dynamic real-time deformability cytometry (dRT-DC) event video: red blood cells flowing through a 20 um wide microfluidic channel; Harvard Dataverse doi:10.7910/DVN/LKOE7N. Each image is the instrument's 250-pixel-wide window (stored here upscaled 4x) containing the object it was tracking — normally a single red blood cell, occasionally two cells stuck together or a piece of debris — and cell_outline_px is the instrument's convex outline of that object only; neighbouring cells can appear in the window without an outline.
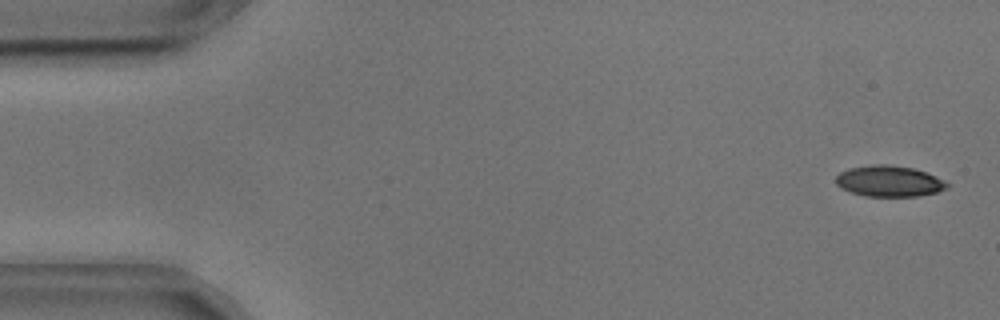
{"species": "common noctule bat (a hibernating species)", "species_latin": "Nyctalus noctula", "temperature_condition": "cold", "stored_images_in_passage": 53, "camera_frame_rate_fps": 3000, "um_per_image_px": 0.085, "animal": {"sex": "male", "body_mass_g": 17.9, "forearm_length_mm": 54.2}, "frame": {"image": 1, "passage_image": 2, "time_ms": 0.333, "image_size_px": [1000, 320], "cell_outline_px": [[948, 188], [936, 192], [920, 196], [864, 196], [840, 188], [836, 184], [836, 176], [840, 172], [848, 168], [872, 164], [884, 164], [912, 168], [936, 176], [944, 180], [948, 184]], "centroid_in_image_um": [75.55, 15.4], "position_along_channel_um": 9.4, "area_um2": 20.06}}
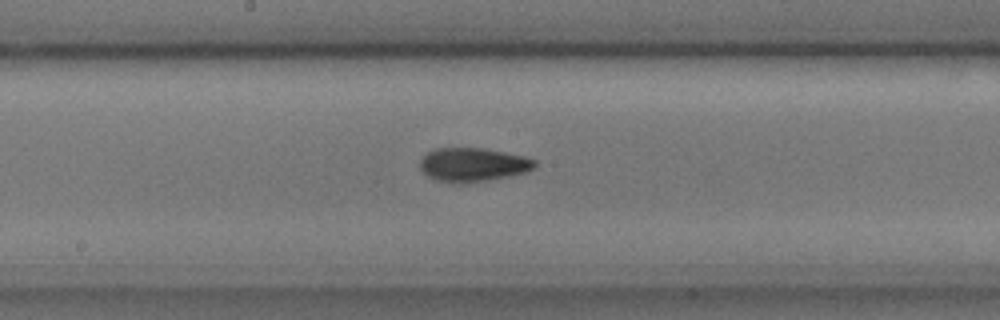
{"frame": {"image": 2, "passage_image": 28, "time_ms": 9.0, "image_size_px": [1000, 320], "cell_outline_px": [[536, 168], [524, 172], [508, 176], [460, 184], [456, 184], [432, 180], [420, 168], [420, 160], [432, 148], [480, 148], [504, 152], [524, 156], [536, 160]], "centroid_in_image_um": [40.16, 14.0], "position_along_channel_um": 208.0, "area_um2": 22.6}}
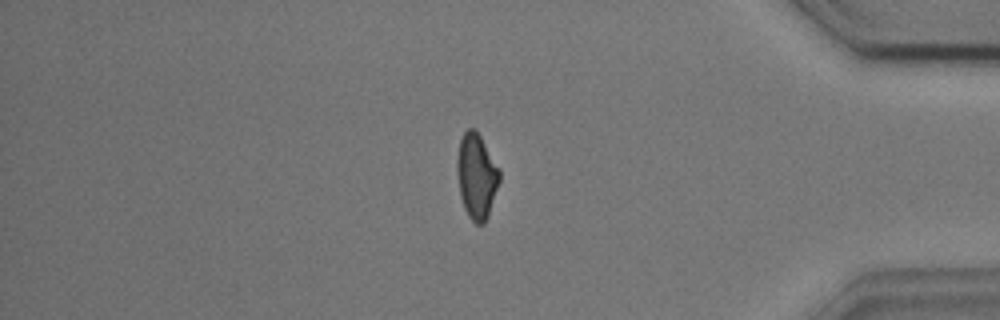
{"frame": {"image": 3, "passage_image": 46, "time_ms": 15.0, "image_size_px": [1000, 320], "cell_outline_px": [[500, 180], [488, 216], [484, 224], [476, 224], [468, 216], [464, 208], [460, 196], [456, 172], [456, 160], [460, 140], [464, 132], [468, 128], [472, 128], [480, 136], [500, 168]], "centroid_in_image_um": [40.5, 14.98], "position_along_channel_um": 394.7, "area_um2": 21.15}, "authors_computed_cell_mechanics": {"area_um2": 21.3282, "velocity_mm_per_s": 3.6331, "shape_relaxation_time_tau1_ms": 3.9384, "shape_relaxation_time_tau2_ms": 2.8741, "deformation_change_tau1": 0.1329, "deformation_change_tau2": 0.0989}}